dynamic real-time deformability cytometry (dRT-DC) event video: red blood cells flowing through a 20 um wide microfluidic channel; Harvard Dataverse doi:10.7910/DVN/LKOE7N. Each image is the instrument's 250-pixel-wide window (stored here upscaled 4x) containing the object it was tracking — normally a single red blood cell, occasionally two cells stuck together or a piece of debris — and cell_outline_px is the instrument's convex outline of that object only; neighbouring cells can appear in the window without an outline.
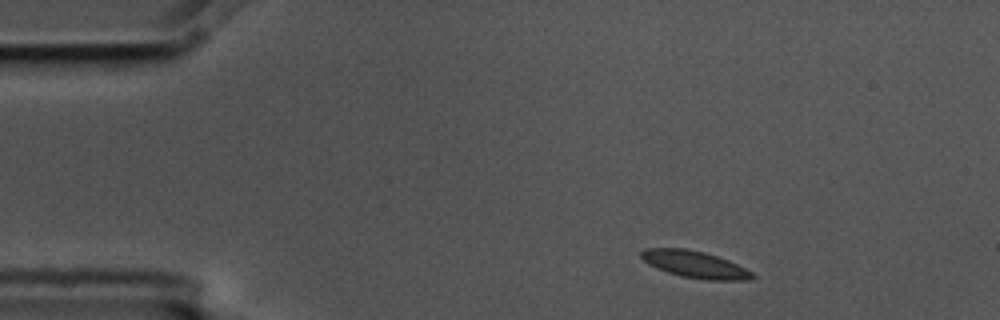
{"species": "common noctule bat (a hibernating species)", "species_latin": "Nyctalus noctula", "temperature_condition": "cold", "stored_images_in_passage": 3, "camera_frame_rate_fps": 3000, "um_per_image_px": 0.085, "animal": {"sex": "male", "body_mass_g": 17.5, "forearm_length_mm": 52.3}, "frame": {"image": 1, "passage_image": 1, "time_ms": 0.0, "image_size_px": [1000, 320], "cell_outline_px": [[756, 276], [748, 280], [708, 280], [680, 276], [656, 268], [648, 264], [640, 256], [640, 252], [644, 248], [684, 248], [704, 252], [728, 260], [752, 272]], "centroid_in_image_um": [59.04, 22.47], "position_along_channel_um": 26.0, "area_um2": 17.34}}
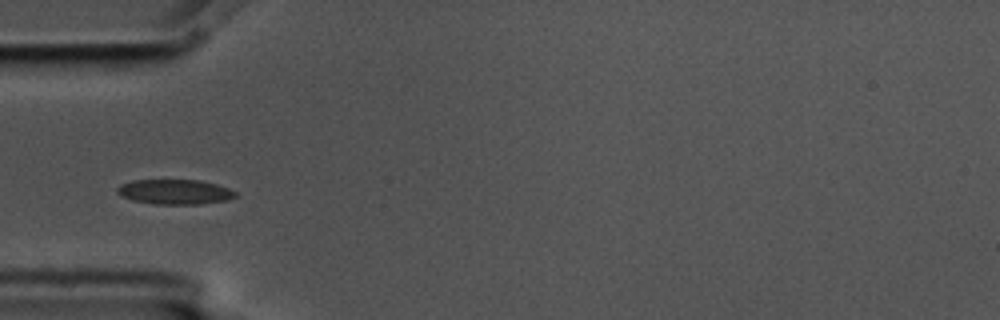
{"frame": {"image": 2, "passage_image": 3, "time_ms": 0.667, "image_size_px": [1000, 320], "cell_outline_px": [[236, 196], [228, 200], [204, 204], [152, 204], [132, 200], [116, 192], [116, 188], [120, 184], [132, 180], [200, 180], [216, 184], [228, 188], [236, 192]], "centroid_in_image_um": [14.86, 16.31], "position_along_channel_um": 70.1, "area_um2": 17.22}}